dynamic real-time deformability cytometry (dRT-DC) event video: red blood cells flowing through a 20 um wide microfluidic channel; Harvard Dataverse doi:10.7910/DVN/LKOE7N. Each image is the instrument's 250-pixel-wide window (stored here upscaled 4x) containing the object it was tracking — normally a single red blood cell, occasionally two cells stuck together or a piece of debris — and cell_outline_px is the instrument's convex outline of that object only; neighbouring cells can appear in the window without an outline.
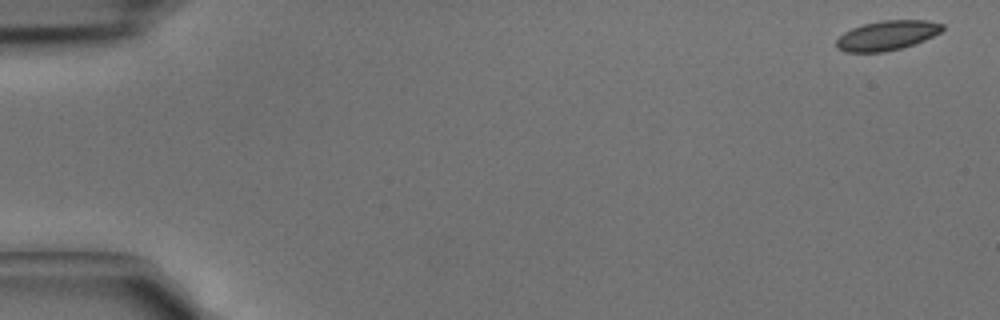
{"species": "common noctule bat (a hibernating species)", "species_latin": "Nyctalus noctula", "temperature_condition": "cold", "stored_images_in_passage": 3, "camera_frame_rate_fps": 3000, "um_per_image_px": 0.085, "animal": {"sex": "male", "body_mass_g": 15.6}, "frame": {"image": 1, "passage_image": 1, "time_ms": 0.0, "image_size_px": [1000, 320], "cell_outline_px": [[944, 28], [940, 32], [924, 40], [900, 48], [884, 52], [844, 52], [836, 48], [836, 40], [844, 32], [852, 28], [864, 24], [880, 20], [928, 20], [944, 24]], "centroid_in_image_um": [75.38, 3.0], "position_along_channel_um": 9.6, "area_um2": 18.26}}
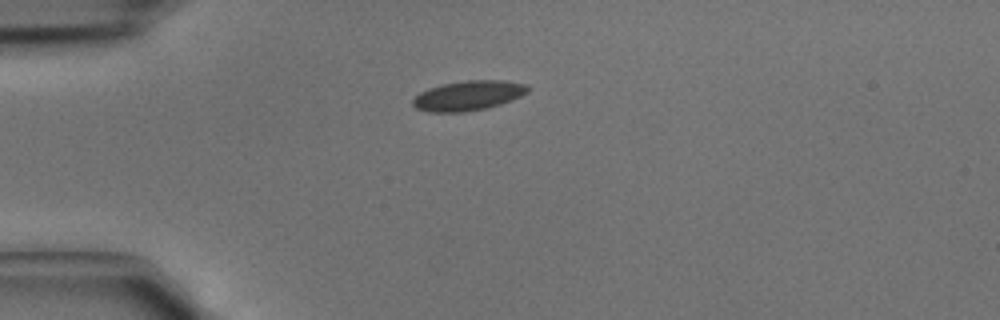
{"frame": {"image": 2, "passage_image": 3, "time_ms": 0.667, "image_size_px": [1000, 320], "cell_outline_px": [[528, 92], [520, 96], [500, 104], [484, 108], [464, 112], [428, 112], [416, 108], [412, 104], [412, 100], [420, 92], [428, 88], [444, 84], [464, 80], [504, 80], [528, 84]], "centroid_in_image_um": [39.79, 8.12], "position_along_channel_um": 45.2, "area_um2": 19.88}}